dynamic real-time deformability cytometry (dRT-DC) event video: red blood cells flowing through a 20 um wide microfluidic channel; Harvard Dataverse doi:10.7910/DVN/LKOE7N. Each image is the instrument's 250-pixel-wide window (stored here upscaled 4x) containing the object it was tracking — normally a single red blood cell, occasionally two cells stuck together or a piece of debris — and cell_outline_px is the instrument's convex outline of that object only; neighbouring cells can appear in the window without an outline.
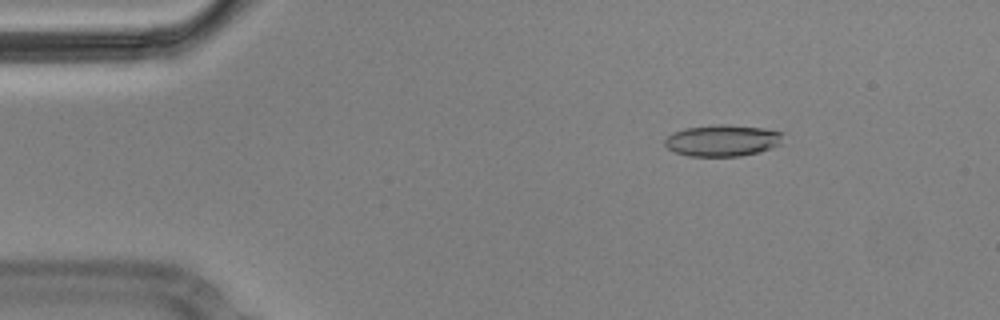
{"species": "Egyptian fruit bat (a non-hibernating species)", "species_latin": "Rousettus aegyptiacus", "temperature_condition": "cold", "stored_images_in_passage": 4, "camera_frame_rate_fps": 3000, "um_per_image_px": 0.085, "animal": {"sex": "male"}, "frame": {"image": 1, "passage_image": 2, "time_ms": 0.333, "image_size_px": [1000, 320], "cell_outline_px": [[784, 132], [780, 144], [772, 148], [760, 152], [740, 156], [688, 156], [676, 152], [668, 148], [664, 144], [664, 140], [672, 132], [684, 128], [716, 124], [724, 124], [764, 128]], "centroid_in_image_um": [61.42, 11.93], "position_along_channel_um": 23.6, "area_um2": 21.91}}